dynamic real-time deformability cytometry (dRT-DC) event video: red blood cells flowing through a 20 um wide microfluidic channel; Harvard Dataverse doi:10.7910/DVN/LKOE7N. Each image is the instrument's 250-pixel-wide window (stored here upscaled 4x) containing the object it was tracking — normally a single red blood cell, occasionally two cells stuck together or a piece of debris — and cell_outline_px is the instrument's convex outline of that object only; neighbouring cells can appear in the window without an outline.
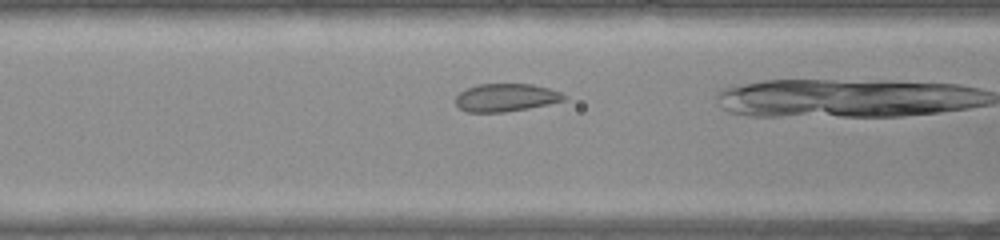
{"species": "common noctule bat (a hibernating species)", "species_latin": "Nyctalus noctula", "temperature_condition": "warm", "stored_images_in_passage": 28, "camera_frame_rate_fps": 3000, "um_per_image_px": 0.085, "animal": {"sex": "female", "body_mass_g": 22.0, "forearm_length_mm": 56.7}, "frame": {"image": 1, "passage_image": 9, "time_ms": 2.667, "image_size_px": [1000, 240], "cell_outline_px": [[568, 96], [564, 100], [548, 104], [528, 108], [504, 112], [468, 112], [460, 108], [456, 104], [456, 96], [460, 92], [468, 88], [480, 84], [532, 84], [548, 88], [560, 92]], "centroid_in_image_um": [43.01, 8.29], "position_along_channel_um": 123.6, "area_um2": 17.46}}
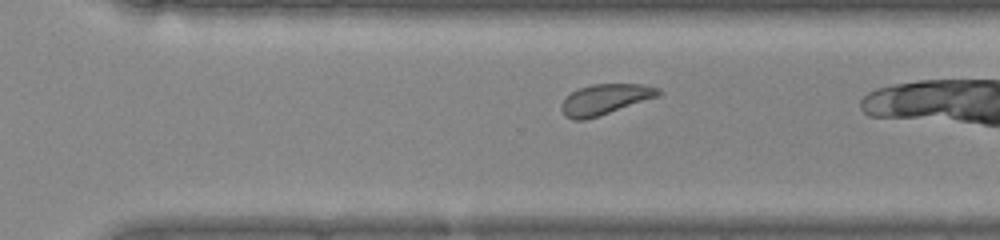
{"frame": {"image": 2, "passage_image": 24, "time_ms": 7.667, "image_size_px": [1000, 240], "cell_outline_px": [[660, 96], [600, 116], [584, 120], [572, 120], [564, 116], [560, 108], [560, 104], [572, 92], [580, 88], [592, 84], [640, 84], [660, 88]], "centroid_in_image_um": [51.43, 8.46], "position_along_channel_um": 319.2, "area_um2": 17.34}}